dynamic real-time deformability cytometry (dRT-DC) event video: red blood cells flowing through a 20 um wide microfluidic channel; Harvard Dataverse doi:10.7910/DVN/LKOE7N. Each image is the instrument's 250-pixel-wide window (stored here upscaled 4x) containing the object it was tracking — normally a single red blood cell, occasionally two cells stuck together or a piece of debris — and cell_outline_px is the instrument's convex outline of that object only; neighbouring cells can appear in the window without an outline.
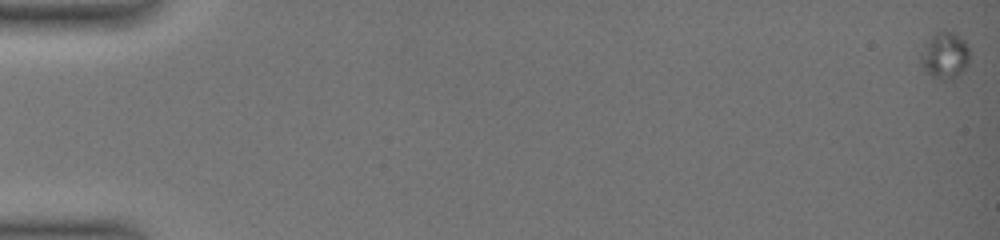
{"species": "common noctule bat (a hibernating species)", "species_latin": "Nyctalus noctula", "temperature_condition": "warm", "stored_images_in_passage": 21, "camera_frame_rate_fps": 3000, "um_per_image_px": 0.085, "animal": {"sex": "female", "body_mass_g": 19.0, "forearm_length_mm": 51.5}, "frame": {"image": 1, "passage_image": 1, "time_ms": 0.0, "image_size_px": [1000, 240], "cell_outline_px": [[968, 64], [952, 80], [940, 80], [932, 76], [920, 64], [920, 56], [928, 40], [936, 32], [956, 32], [968, 44]], "centroid_in_image_um": [80.32, 4.72], "position_along_channel_um": 4.7, "area_um2": 13.06}}
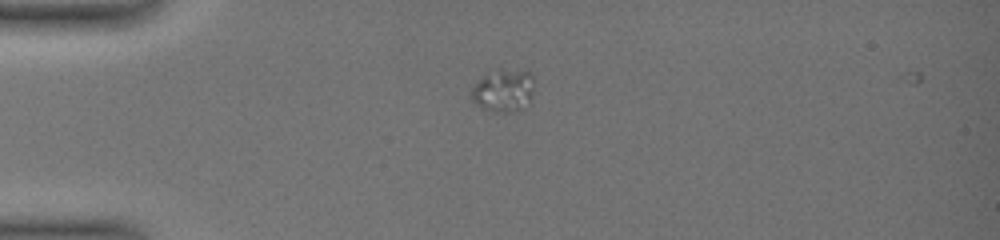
{"frame": {"image": 2, "passage_image": 20, "time_ms": 6.333, "image_size_px": [1000, 240], "cell_outline_px": [[532, 92], [528, 104], [516, 112], [496, 112], [484, 108], [476, 104], [472, 100], [472, 88], [484, 72], [500, 68], [532, 72]], "centroid_in_image_um": [42.78, 7.66], "position_along_channel_um": 42.2, "area_um2": 15.78}}